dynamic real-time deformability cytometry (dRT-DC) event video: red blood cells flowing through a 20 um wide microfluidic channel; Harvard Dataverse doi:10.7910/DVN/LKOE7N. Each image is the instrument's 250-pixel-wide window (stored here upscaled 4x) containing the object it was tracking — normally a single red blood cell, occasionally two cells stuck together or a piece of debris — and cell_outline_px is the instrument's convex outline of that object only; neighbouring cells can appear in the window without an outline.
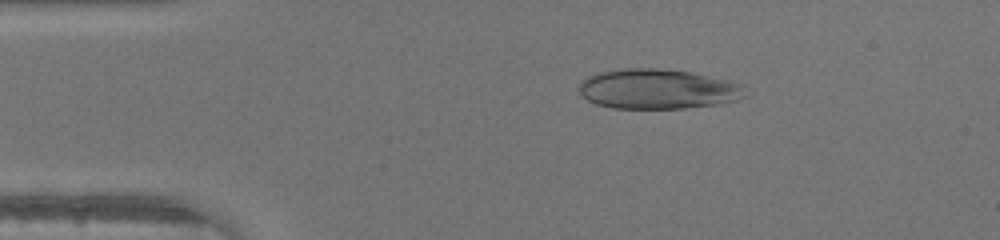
{"species": "human", "species_latin": "Homo sapiens", "temperature_condition": "warm", "stored_images_in_passage": 45, "camera_frame_rate_fps": 3000, "um_per_image_px": 0.085, "donor": {"sex": "male"}, "frame": {"image": 1, "passage_image": 8, "time_ms": 2.333, "image_size_px": [1000, 240], "cell_outline_px": [[748, 96], [736, 100], [720, 104], [684, 108], [612, 108], [596, 104], [580, 96], [580, 84], [588, 76], [600, 72], [624, 68], [660, 68], [688, 72], [732, 80], [744, 84]], "centroid_in_image_um": [55.98, 7.57], "position_along_channel_um": 29.0, "area_um2": 38.96}}
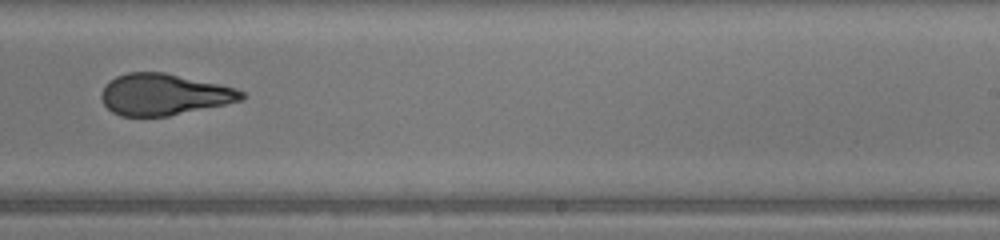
{"frame": {"image": 2, "passage_image": 28, "time_ms": 9.0, "image_size_px": [1000, 240], "cell_outline_px": [[248, 96], [240, 100], [224, 104], [168, 116], [120, 116], [112, 112], [104, 104], [100, 96], [100, 92], [116, 76], [128, 72], [164, 72], [236, 88], [244, 92]], "centroid_in_image_um": [13.92, 8.03], "position_along_channel_um": 275.1, "area_um2": 33.52}}
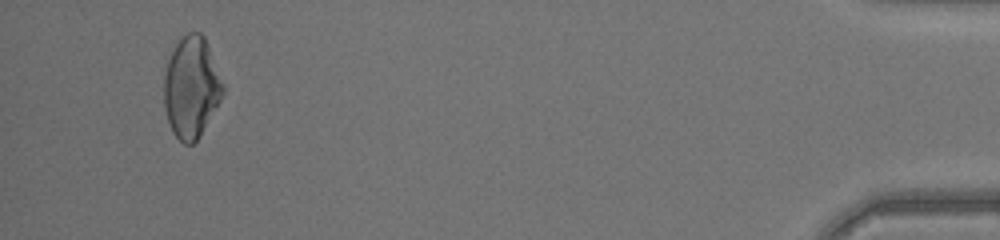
{"frame": {"image": 3, "passage_image": 43, "time_ms": 14.0, "image_size_px": [1000, 240], "cell_outline_px": [[224, 92], [220, 100], [200, 136], [192, 144], [184, 144], [172, 132], [168, 124], [164, 108], [164, 76], [168, 60], [176, 44], [188, 32], [200, 32], [204, 36], [224, 84]], "centroid_in_image_um": [16.26, 7.44], "position_along_channel_um": 418.9, "area_um2": 34.56}}